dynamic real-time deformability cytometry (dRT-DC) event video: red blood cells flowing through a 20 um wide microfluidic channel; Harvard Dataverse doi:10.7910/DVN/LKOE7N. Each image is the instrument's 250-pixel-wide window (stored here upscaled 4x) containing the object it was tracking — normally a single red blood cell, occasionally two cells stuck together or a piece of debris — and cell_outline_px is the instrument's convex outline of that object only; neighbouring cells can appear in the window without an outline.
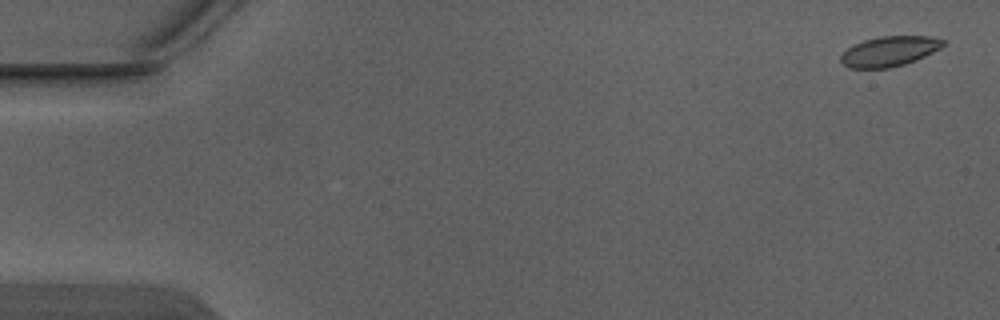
{"species": "Egyptian fruit bat (a non-hibernating species)", "species_latin": "Rousettus aegyptiacus", "temperature_condition": "warm", "stored_images_in_passage": 5, "segment_of_instrument_passage": [1, 2], "camera_frame_rate_fps": 3000, "um_per_image_px": 0.085, "animal": {"sex": "male"}, "frame": {"image": 1, "passage_image": 1, "time_ms": 0.0, "image_size_px": [1000, 320], "cell_outline_px": [[948, 40], [940, 48], [916, 60], [904, 64], [888, 68], [848, 68], [840, 60], [840, 56], [852, 44], [864, 40], [880, 36], [932, 36]], "centroid_in_image_um": [75.6, 4.35], "position_along_channel_um": 9.4, "area_um2": 17.98}}